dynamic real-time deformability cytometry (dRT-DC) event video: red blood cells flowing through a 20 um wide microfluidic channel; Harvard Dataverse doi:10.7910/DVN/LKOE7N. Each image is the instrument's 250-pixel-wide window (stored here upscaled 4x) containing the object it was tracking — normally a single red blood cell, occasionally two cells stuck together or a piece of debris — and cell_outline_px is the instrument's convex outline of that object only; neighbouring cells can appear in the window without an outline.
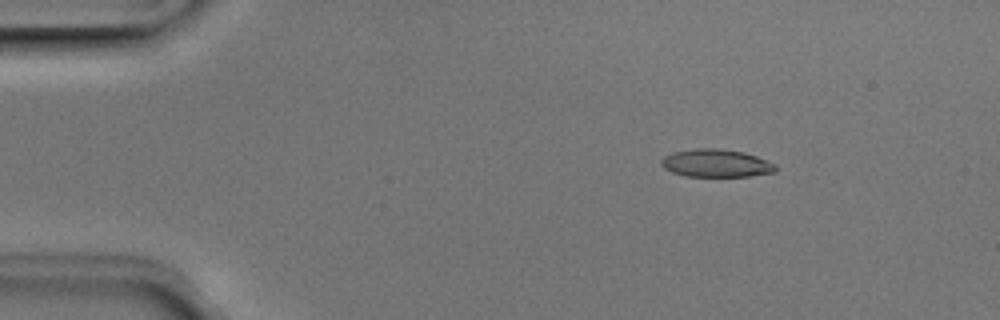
{"species": "Egyptian fruit bat (a non-hibernating species)", "species_latin": "Rousettus aegyptiacus", "temperature_condition": "room temperature", "stored_images_in_passage": 4, "camera_frame_rate_fps": 3000, "um_per_image_px": 0.085, "animal": {"sex": "male"}, "frame": {"image": 1, "passage_image": 3, "time_ms": 0.667, "image_size_px": [1000, 320], "cell_outline_px": [[776, 172], [748, 176], [684, 176], [672, 172], [664, 168], [660, 164], [660, 160], [664, 156], [672, 152], [696, 148], [716, 148], [744, 152], [756, 156], [776, 164]], "centroid_in_image_um": [60.84, 13.87], "position_along_channel_um": 24.2, "area_um2": 18.61}}